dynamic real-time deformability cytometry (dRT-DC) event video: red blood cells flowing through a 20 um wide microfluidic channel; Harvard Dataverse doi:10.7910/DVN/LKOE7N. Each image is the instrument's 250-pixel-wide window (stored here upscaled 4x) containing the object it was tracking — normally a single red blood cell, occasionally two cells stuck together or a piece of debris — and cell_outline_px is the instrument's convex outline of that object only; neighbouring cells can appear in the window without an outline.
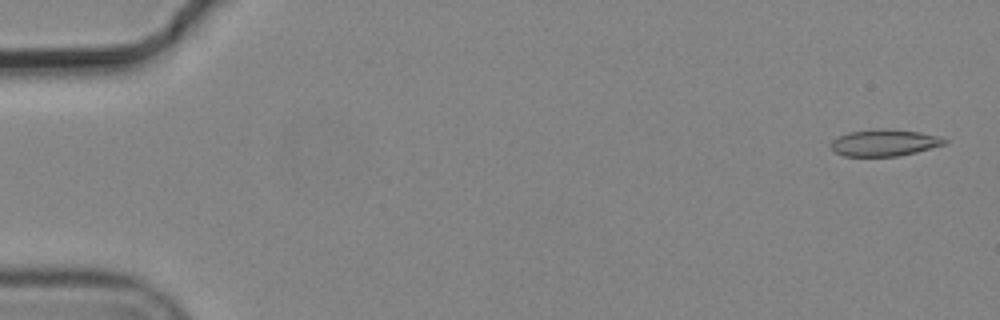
{"species": "common noctule bat (a hibernating species)", "species_latin": "Nyctalus noctula", "temperature_condition": "cold", "stored_images_in_passage": 6, "camera_frame_rate_fps": 3000, "um_per_image_px": 0.085, "animal": {"sex": "male", "body_mass_g": 19.2, "forearm_length_mm": 51.8}, "frame": {"image": 1, "passage_image": 1, "time_ms": 0.0, "image_size_px": [1000, 320], "cell_outline_px": [[948, 144], [900, 156], [844, 156], [836, 152], [828, 144], [832, 140], [848, 132], [880, 128], [920, 132], [936, 136], [948, 140]], "centroid_in_image_um": [75.18, 12.13], "position_along_channel_um": 9.8, "area_um2": 17.69}}
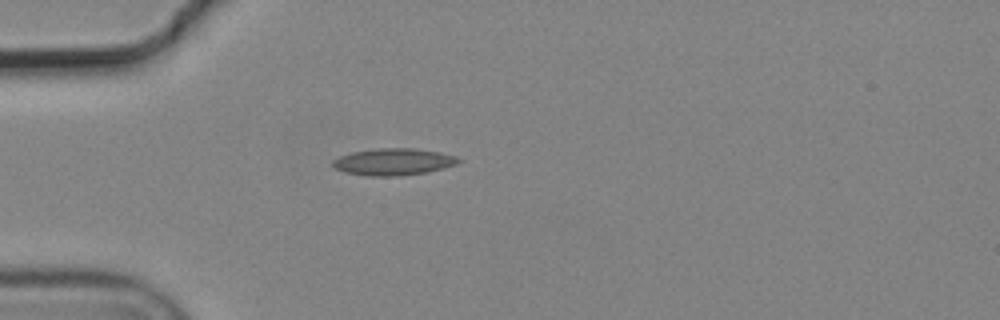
{"frame": {"image": 2, "passage_image": 5, "time_ms": 1.333, "image_size_px": [1000, 320], "cell_outline_px": [[464, 160], [456, 164], [444, 168], [428, 172], [400, 176], [368, 176], [344, 172], [336, 168], [332, 164], [332, 160], [340, 156], [352, 152], [376, 148], [416, 148], [440, 152], [456, 156]], "centroid_in_image_um": [33.48, 13.75], "position_along_channel_um": 51.5, "area_um2": 19.88}}